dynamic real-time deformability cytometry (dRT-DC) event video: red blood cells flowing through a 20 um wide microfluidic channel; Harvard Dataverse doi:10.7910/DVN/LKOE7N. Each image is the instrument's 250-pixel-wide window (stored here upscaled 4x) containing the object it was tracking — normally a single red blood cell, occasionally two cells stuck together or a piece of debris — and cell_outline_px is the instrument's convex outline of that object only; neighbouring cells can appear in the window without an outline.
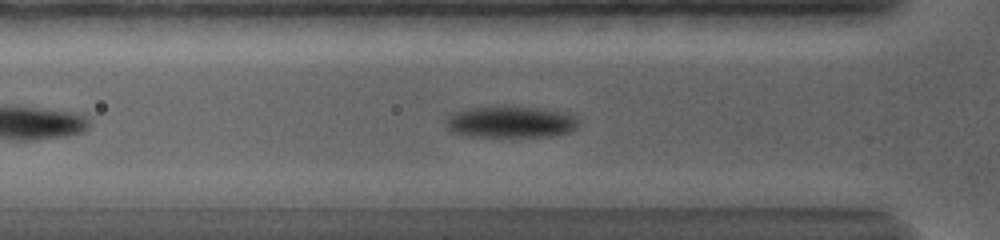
{"species": "common noctule bat (a hibernating species)", "species_latin": "Nyctalus noctula", "temperature_condition": "warm", "stored_images_in_passage": 74, "camera_frame_rate_fps": 5000, "um_per_image_px": 0.085, "animal": {"sex": "female", "body_mass_g": 19.0, "forearm_length_mm": 56.7}, "frame": {"image": 1, "passage_image": 14, "time_ms": 2.8, "image_size_px": [1000, 240], "cell_outline_px": [[580, 120], [576, 128], [568, 132], [552, 136], [468, 136], [452, 132], [448, 128], [448, 116], [452, 112], [468, 108], [544, 108], [568, 112], [576, 116]], "centroid_in_image_um": [43.48, 10.37], "position_along_channel_um": 82.3, "area_um2": 23.99}}
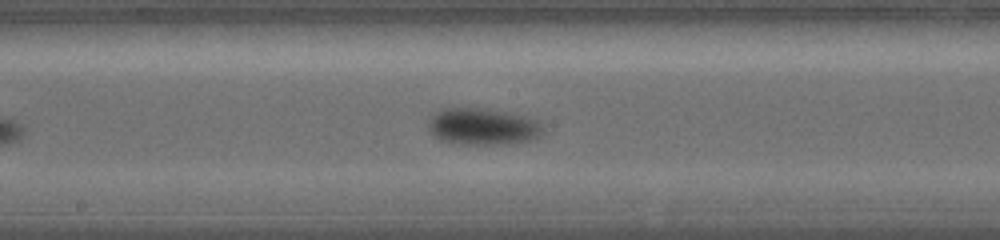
{"frame": {"image": 2, "passage_image": 31, "time_ms": 6.2, "image_size_px": [1000, 240], "cell_outline_px": [[544, 132], [540, 136], [532, 140], [508, 144], [460, 144], [440, 140], [428, 132], [428, 120], [436, 112], [444, 108], [484, 108], [508, 112], [540, 120], [544, 128]], "centroid_in_image_um": [41.06, 10.76], "position_along_channel_um": 207.1, "area_um2": 24.97}}
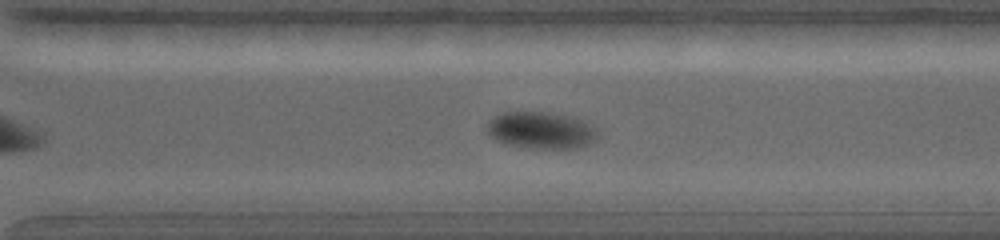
{"frame": {"image": 3, "passage_image": 47, "time_ms": 9.4, "image_size_px": [1000, 240], "cell_outline_px": [[600, 136], [588, 144], [572, 148], [536, 148], [508, 144], [496, 140], [488, 132], [488, 120], [504, 112], [548, 112], [572, 116], [584, 120]], "centroid_in_image_um": [45.99, 11.06], "position_along_channel_um": 324.6, "area_um2": 23.41}, "authors_computed_cell_mechanics": {"area_um2": 23.409, "velocity_mm_per_s": 3.6757, "shape_relaxation_time_tau1_ms": 2.7822, "shape_relaxation_time_tau2_ms": null, "deformation_change_tau1": 0.1252, "deformation_change_tau2": null}}